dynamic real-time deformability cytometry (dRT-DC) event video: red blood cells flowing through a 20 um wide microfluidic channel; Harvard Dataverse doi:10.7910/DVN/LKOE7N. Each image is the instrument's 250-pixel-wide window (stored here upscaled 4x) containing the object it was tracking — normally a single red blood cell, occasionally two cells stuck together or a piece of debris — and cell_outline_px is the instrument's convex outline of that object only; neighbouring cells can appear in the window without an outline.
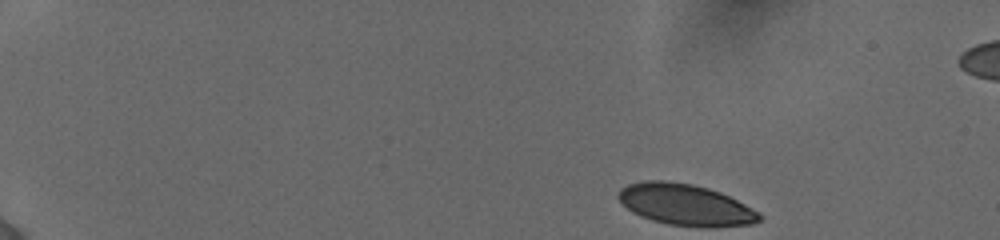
{"species": "human", "species_latin": "Homo sapiens", "temperature_condition": "cold", "stored_images_in_passage": 47, "camera_frame_rate_fps": 3000, "um_per_image_px": 0.085, "donor": {"sex": "female"}, "frame": {"image": 1, "passage_image": 1, "time_ms": 0.0, "image_size_px": [1000, 240], "cell_outline_px": [[760, 220], [752, 224], [668, 224], [652, 220], [632, 212], [616, 196], [620, 188], [628, 184], [644, 180], [668, 180], [692, 184], [708, 188], [720, 192], [760, 212]], "centroid_in_image_um": [58.18, 17.33], "position_along_channel_um": 26.8, "area_um2": 32.77}}
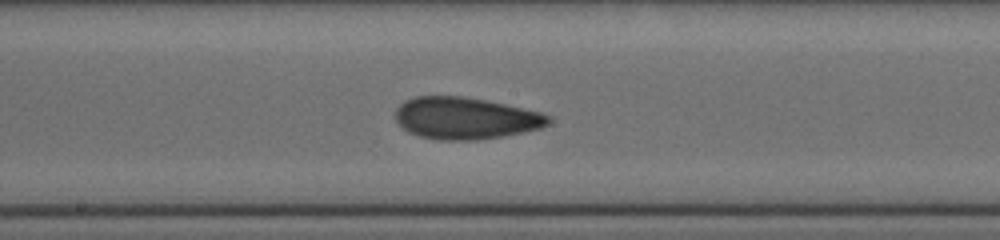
{"frame": {"image": 2, "passage_image": 25, "time_ms": 8.0, "image_size_px": [1000, 240], "cell_outline_px": [[552, 120], [548, 124], [540, 128], [504, 136], [476, 140], [436, 140], [420, 136], [408, 132], [396, 120], [396, 108], [404, 100], [416, 96], [460, 96], [484, 100], [504, 104], [540, 112], [548, 116]], "centroid_in_image_um": [39.54, 10.05], "position_along_channel_um": 208.7, "area_um2": 37.17}}
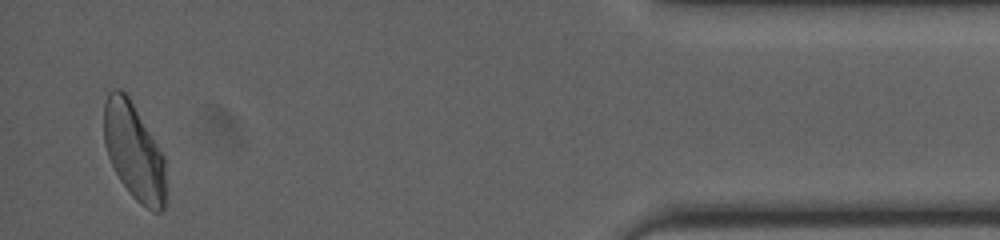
{"frame": {"image": 3, "passage_image": 46, "time_ms": 15.0, "image_size_px": [1000, 240], "cell_outline_px": [[164, 208], [160, 212], [152, 212], [140, 204], [132, 196], [120, 180], [108, 156], [104, 144], [104, 100], [108, 92], [112, 88], [120, 88], [128, 96], [164, 156]], "centroid_in_image_um": [11.35, 12.86], "position_along_channel_um": 423.8, "area_um2": 34.56}, "authors_computed_cell_mechanics": {"area_um2": 35.4892, "velocity_mm_per_s": 3.8732, "shape_relaxation_time_tau1_ms": 5.6768, "shape_relaxation_time_tau2_ms": 1.5499, "deformation_change_tau1": 0.1543, "deformation_change_tau2": 0.0752}}